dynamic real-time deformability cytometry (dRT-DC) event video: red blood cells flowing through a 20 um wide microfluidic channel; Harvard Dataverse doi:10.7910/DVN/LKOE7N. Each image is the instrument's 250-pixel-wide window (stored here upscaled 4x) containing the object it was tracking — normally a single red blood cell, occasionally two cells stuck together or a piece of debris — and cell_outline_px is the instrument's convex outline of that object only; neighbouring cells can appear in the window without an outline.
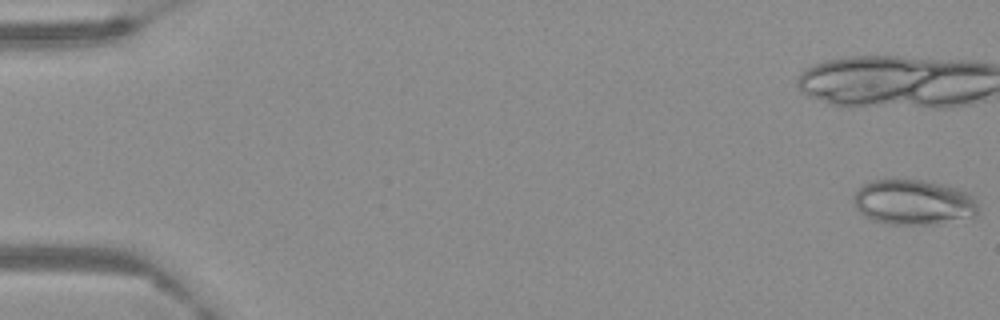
{"species": "Egyptian fruit bat (a non-hibernating species)", "species_latin": "Rousettus aegyptiacus", "temperature_condition": "warm", "stored_images_in_passage": 64, "camera_frame_rate_fps": 3000, "um_per_image_px": 0.085, "frame": {"image": 1, "passage_image": 1, "time_ms": 0.0, "image_size_px": [1000, 320], "cell_outline_px": [[980, 216], [932, 224], [888, 224], [872, 220], [864, 216], [856, 208], [852, 200], [856, 192], [868, 180], [924, 180], [944, 184], [956, 188], [972, 196], [976, 200]], "centroid_in_image_um": [77.65, 17.2], "position_along_channel_um": 7.3, "area_um2": 32.95}}